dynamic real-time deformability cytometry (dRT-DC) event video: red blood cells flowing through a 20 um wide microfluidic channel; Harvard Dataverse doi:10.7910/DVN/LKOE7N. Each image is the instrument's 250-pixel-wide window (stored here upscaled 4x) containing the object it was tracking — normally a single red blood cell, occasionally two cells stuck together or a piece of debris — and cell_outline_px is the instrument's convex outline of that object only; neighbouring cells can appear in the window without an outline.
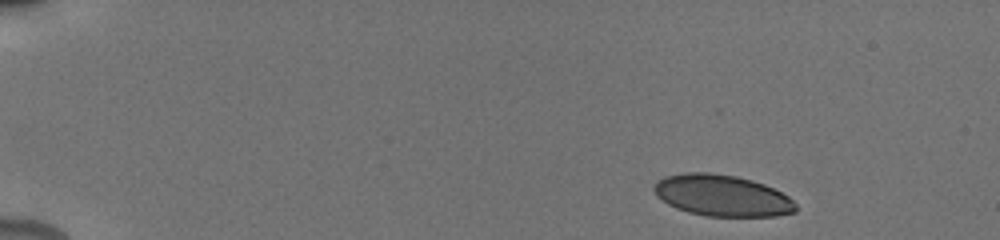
{"species": "human", "species_latin": "Homo sapiens", "temperature_condition": "cold", "stored_images_in_passage": 10, "camera_frame_rate_fps": 3000, "um_per_image_px": 0.085, "donor": {"sex": "male"}, "frame": {"image": 1, "passage_image": 1, "time_ms": 0.0, "image_size_px": [1000, 240], "cell_outline_px": [[796, 212], [776, 216], [704, 216], [688, 212], [676, 208], [668, 204], [656, 196], [652, 188], [656, 180], [664, 176], [684, 172], [708, 172], [736, 176], [752, 180], [764, 184], [788, 196], [796, 204]], "centroid_in_image_um": [61.33, 16.61], "position_along_channel_um": 23.7, "area_um2": 34.39}}
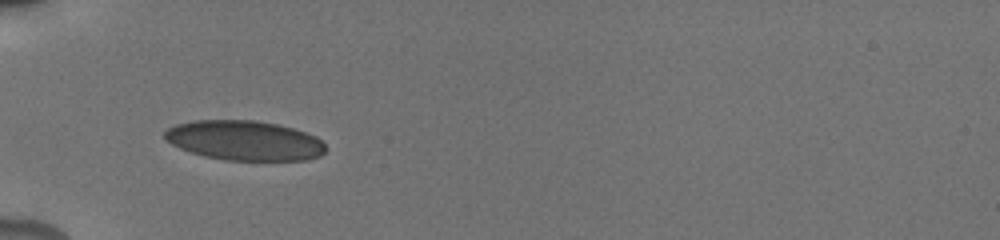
{"frame": {"image": 2, "passage_image": 8, "time_ms": 4.0, "image_size_px": [1000, 240], "cell_outline_px": [[324, 152], [320, 156], [308, 160], [224, 160], [204, 156], [180, 148], [164, 140], [164, 132], [168, 128], [176, 124], [192, 120], [252, 120], [276, 124], [292, 128], [316, 136], [324, 144]], "centroid_in_image_um": [20.75, 11.94], "position_along_channel_um": 64.3, "area_um2": 37.22}}